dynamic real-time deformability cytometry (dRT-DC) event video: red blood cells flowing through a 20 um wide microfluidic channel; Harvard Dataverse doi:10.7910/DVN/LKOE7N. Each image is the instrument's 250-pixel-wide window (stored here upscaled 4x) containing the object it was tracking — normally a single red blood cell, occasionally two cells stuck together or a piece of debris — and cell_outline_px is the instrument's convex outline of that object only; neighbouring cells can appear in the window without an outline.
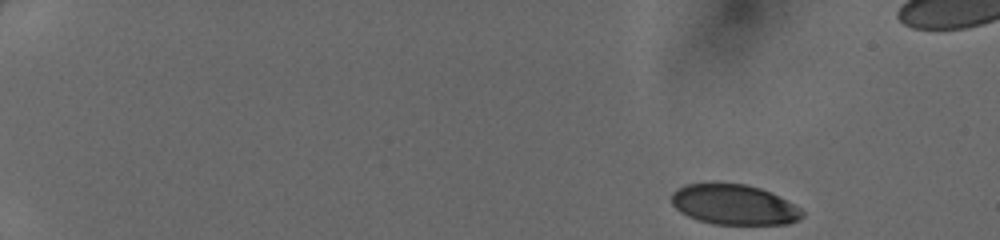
{"species": "human", "species_latin": "Homo sapiens", "temperature_condition": "cold", "stored_images_in_passage": 45, "camera_frame_rate_fps": 3000, "um_per_image_px": 0.085, "donor": {"sex": "female"}, "frame": {"image": 1, "passage_image": 1, "time_ms": 0.0, "image_size_px": [1000, 240], "cell_outline_px": [[804, 216], [800, 220], [788, 224], [716, 224], [700, 220], [688, 216], [680, 212], [672, 204], [672, 192], [676, 188], [684, 184], [712, 180], [744, 184], [760, 188], [800, 208], [804, 212]], "centroid_in_image_um": [62.33, 17.35], "position_along_channel_um": 22.7, "area_um2": 31.1}}
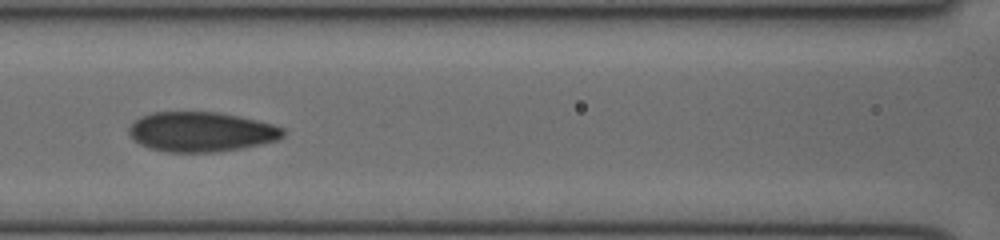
{"frame": {"image": 2, "passage_image": 20, "time_ms": 6.333, "image_size_px": [1000, 240], "cell_outline_px": [[284, 136], [276, 140], [244, 148], [220, 152], [168, 152], [148, 148], [132, 140], [128, 136], [128, 128], [140, 116], [152, 112], [216, 112], [240, 116], [272, 124], [284, 128]], "centroid_in_image_um": [17.07, 11.21], "position_along_channel_um": 149.5, "area_um2": 36.01}}
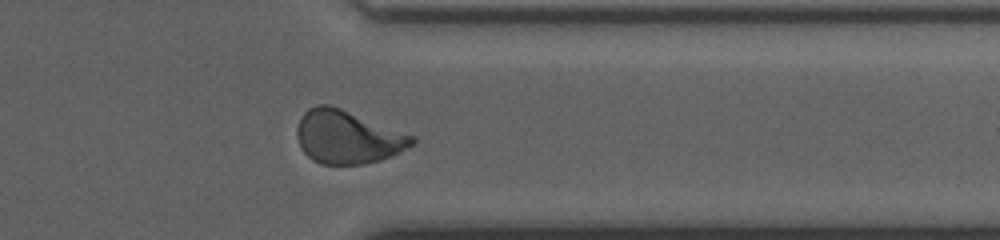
{"frame": {"image": 3, "passage_image": 36, "time_ms": 11.667, "image_size_px": [1000, 240], "cell_outline_px": [[416, 140], [412, 144], [400, 152], [392, 156], [380, 160], [364, 164], [320, 164], [312, 160], [300, 148], [296, 136], [296, 128], [300, 116], [308, 108], [316, 104], [328, 104], [340, 108], [416, 136]], "centroid_in_image_um": [29.51, 11.64], "position_along_channel_um": 381.9, "area_um2": 35.89}}